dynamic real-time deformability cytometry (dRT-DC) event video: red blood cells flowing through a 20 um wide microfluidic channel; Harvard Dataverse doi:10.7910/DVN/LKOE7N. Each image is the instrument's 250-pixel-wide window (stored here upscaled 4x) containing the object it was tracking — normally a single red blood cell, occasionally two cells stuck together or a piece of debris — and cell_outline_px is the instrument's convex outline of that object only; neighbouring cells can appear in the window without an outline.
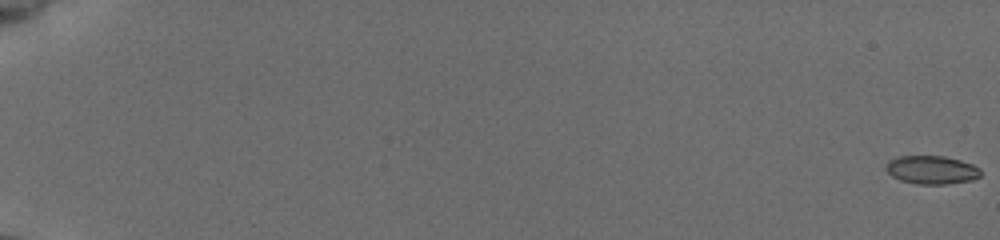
{"species": "common noctule bat (a hibernating species)", "species_latin": "Nyctalus noctula", "temperature_condition": "cold", "stored_images_in_passage": 56, "camera_frame_rate_fps": 3000, "um_per_image_px": 0.085, "animal": {"sex": "female", "body_mass_g": 19.5, "forearm_length_mm": 54.1}, "frame": {"image": 1, "passage_image": 1, "time_ms": 0.0, "image_size_px": [1000, 240], "cell_outline_px": [[980, 176], [972, 180], [948, 184], [916, 184], [900, 180], [892, 176], [884, 168], [888, 160], [900, 156], [944, 156], [960, 160], [972, 164], [980, 168]], "centroid_in_image_um": [79.18, 14.44], "position_along_channel_um": 5.8, "area_um2": 15.72}}
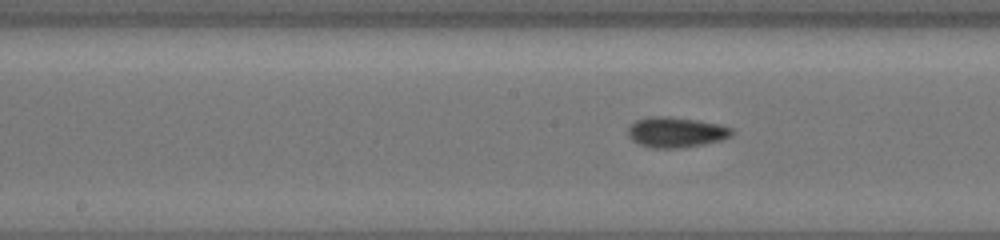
{"frame": {"image": 2, "passage_image": 32, "time_ms": 10.333, "image_size_px": [1000, 240], "cell_outline_px": [[736, 132], [732, 136], [724, 140], [704, 144], [680, 148], [652, 148], [640, 144], [632, 140], [628, 136], [628, 124], [636, 120], [648, 116], [668, 116], [696, 120], [720, 124], [732, 128]], "centroid_in_image_um": [57.48, 11.23], "position_along_channel_um": 190.7, "area_um2": 18.73}}
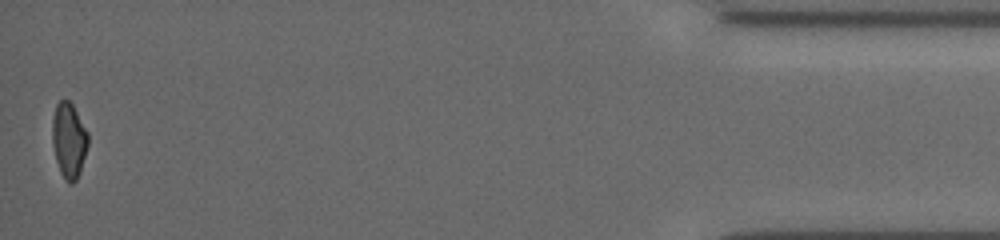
{"frame": {"image": 3, "passage_image": 56, "time_ms": 18.333, "image_size_px": [1000, 240], "cell_outline_px": [[88, 144], [80, 172], [76, 180], [72, 184], [68, 184], [64, 180], [60, 172], [56, 160], [52, 144], [52, 120], [56, 104], [60, 100], [68, 100], [72, 104], [88, 132]], "centroid_in_image_um": [5.84, 11.95], "position_along_channel_um": 429.4, "area_um2": 15.78}, "authors_computed_cell_mechanics": {"area_um2": 16.473, "velocity_mm_per_s": 3.9022, "shape_relaxation_time_tau1_ms": 5.274, "shape_relaxation_time_tau2_ms": 2.6291, "deformation_change_tau1": 0.1058, "deformation_change_tau2": 0.065}}